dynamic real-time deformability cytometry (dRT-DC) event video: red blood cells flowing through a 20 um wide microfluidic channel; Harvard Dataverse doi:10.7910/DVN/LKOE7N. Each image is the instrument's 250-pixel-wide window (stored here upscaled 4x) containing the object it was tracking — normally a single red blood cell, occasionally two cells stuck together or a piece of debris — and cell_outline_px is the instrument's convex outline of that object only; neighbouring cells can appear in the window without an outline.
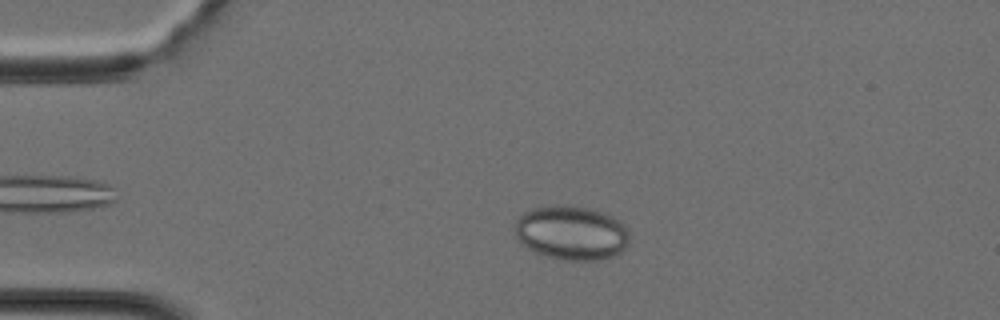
{"species": "Egyptian fruit bat (a non-hibernating species)", "species_latin": "Rousettus aegyptiacus", "temperature_condition": "cold", "stored_images_in_passage": 39, "camera_frame_rate_fps": 3000, "um_per_image_px": 0.085, "animal": {"sex": "female"}, "frame": {"image": 1, "passage_image": 8, "time_ms": 2.333, "image_size_px": [1000, 320], "cell_outline_px": [[628, 244], [620, 252], [612, 256], [596, 260], [564, 260], [532, 252], [516, 236], [516, 220], [524, 212], [532, 208], [560, 204], [568, 204], [588, 208], [604, 212], [612, 216], [624, 224], [628, 228]], "centroid_in_image_um": [48.58, 19.77], "position_along_channel_um": 36.4, "area_um2": 36.24}}
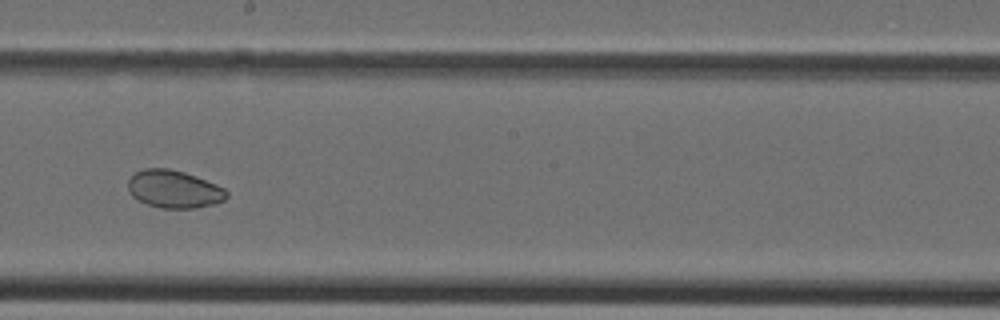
{"frame": {"image": 2, "passage_image": 22, "time_ms": 7.0, "image_size_px": [1000, 320], "cell_outline_px": [[228, 196], [224, 200], [216, 204], [196, 208], [160, 208], [148, 204], [132, 196], [128, 192], [128, 180], [136, 172], [144, 168], [168, 168], [184, 172], [196, 176], [216, 184], [224, 188], [228, 192]], "centroid_in_image_um": [14.81, 16.08], "position_along_channel_um": 233.4, "area_um2": 21.73}}
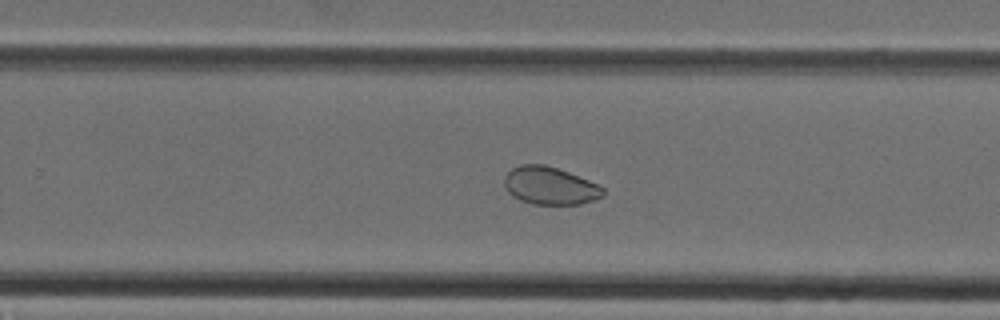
{"frame": {"image": 3, "passage_image": 25, "time_ms": 8.0, "image_size_px": [1000, 320], "cell_outline_px": [[604, 196], [596, 200], [580, 204], [532, 204], [520, 200], [512, 196], [508, 192], [504, 184], [504, 176], [512, 168], [520, 164], [544, 164], [568, 172], [588, 180], [604, 188]], "centroid_in_image_um": [46.73, 15.79], "position_along_channel_um": 283.1, "area_um2": 21.73}}